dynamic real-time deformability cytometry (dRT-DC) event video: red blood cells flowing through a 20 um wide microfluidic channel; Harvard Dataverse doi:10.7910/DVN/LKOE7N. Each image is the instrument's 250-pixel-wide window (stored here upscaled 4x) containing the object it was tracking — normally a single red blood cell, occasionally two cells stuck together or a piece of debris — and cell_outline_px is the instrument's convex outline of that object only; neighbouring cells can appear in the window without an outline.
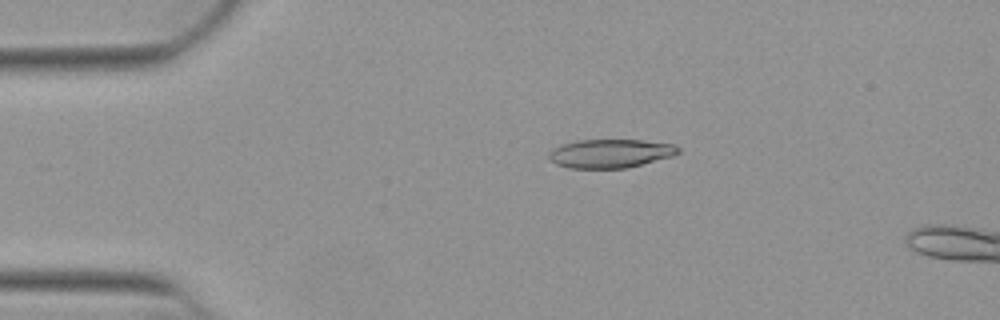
{"species": "Egyptian fruit bat (a non-hibernating species)", "species_latin": "Rousettus aegyptiacus", "temperature_condition": "warm", "stored_images_in_passage": 7, "camera_frame_rate_fps": 3000, "um_per_image_px": 0.085, "animal": {"sex": "female"}, "frame": {"image": 1, "passage_image": 1, "time_ms": 0.0, "image_size_px": [1000, 320], "cell_outline_px": [[680, 152], [672, 156], [628, 168], [568, 168], [556, 164], [548, 160], [548, 152], [552, 148], [576, 140], [644, 140], [672, 144], [680, 148]], "centroid_in_image_um": [51.85, 13.05], "position_along_channel_um": 33.2, "area_um2": 21.73}}